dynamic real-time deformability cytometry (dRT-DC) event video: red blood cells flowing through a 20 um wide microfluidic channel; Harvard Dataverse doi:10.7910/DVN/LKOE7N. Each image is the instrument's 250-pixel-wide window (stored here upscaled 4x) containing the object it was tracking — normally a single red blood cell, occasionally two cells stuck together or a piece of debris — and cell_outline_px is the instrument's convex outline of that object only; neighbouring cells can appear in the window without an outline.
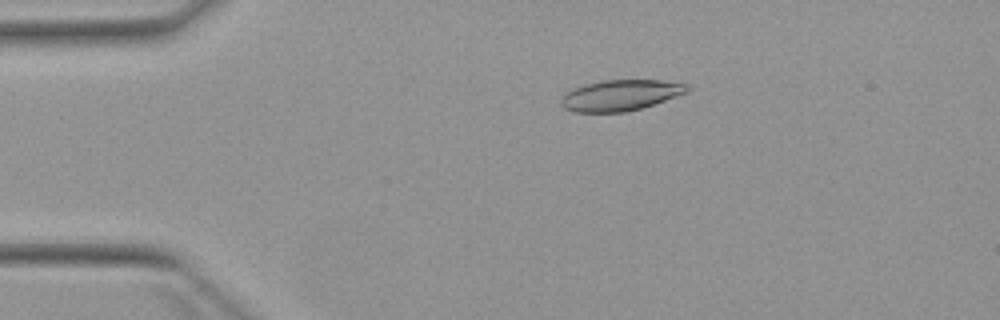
{"species": "Egyptian fruit bat (a non-hibernating species)", "species_latin": "Rousettus aegyptiacus", "temperature_condition": "warm", "stored_images_in_passage": 5, "camera_frame_rate_fps": 3000, "um_per_image_px": 0.085, "animal": {"sex": "female"}, "frame": {"image": 1, "passage_image": 3, "time_ms": 2.333, "image_size_px": [1000, 320], "cell_outline_px": [[688, 92], [640, 108], [624, 112], [572, 112], [564, 108], [560, 104], [560, 100], [572, 88], [604, 80], [660, 80], [688, 84]], "centroid_in_image_um": [52.71, 8.1], "position_along_channel_um": 32.3, "area_um2": 22.37}}
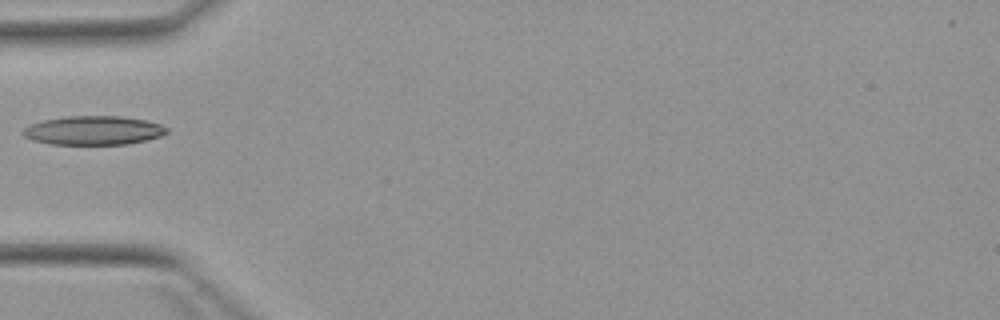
{"frame": {"image": 2, "passage_image": 5, "time_ms": 4.667, "image_size_px": [1000, 320], "cell_outline_px": [[168, 132], [160, 136], [144, 140], [124, 144], [48, 144], [32, 140], [24, 136], [20, 132], [28, 124], [44, 120], [68, 116], [120, 116], [144, 120], [160, 124], [168, 128]], "centroid_in_image_um": [7.89, 11.08], "position_along_channel_um": 77.1, "area_um2": 24.16}}